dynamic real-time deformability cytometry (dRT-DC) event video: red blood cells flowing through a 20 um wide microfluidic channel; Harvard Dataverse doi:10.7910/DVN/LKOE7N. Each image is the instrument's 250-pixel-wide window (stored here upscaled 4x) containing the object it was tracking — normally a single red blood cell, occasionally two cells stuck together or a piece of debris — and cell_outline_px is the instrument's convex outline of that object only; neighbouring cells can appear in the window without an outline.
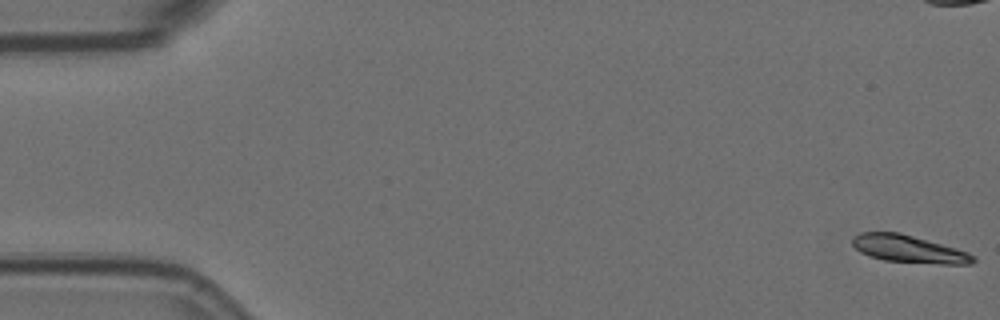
{"species": "Egyptian fruit bat (a non-hibernating species)", "species_latin": "Rousettus aegyptiacus", "temperature_condition": "room temperature", "stored_images_in_passage": 11, "camera_frame_rate_fps": 3000, "um_per_image_px": 0.085, "animal": {"sex": "female"}, "frame": {"image": 1, "passage_image": 1, "time_ms": 0.0, "image_size_px": [1000, 320], "cell_outline_px": [[976, 260], [972, 264], [940, 264], [884, 260], [860, 252], [852, 244], [852, 236], [860, 232], [900, 232], [956, 248], [968, 252], [976, 256]], "centroid_in_image_um": [77.26, 21.16], "position_along_channel_um": 7.7, "area_um2": 19.31}}
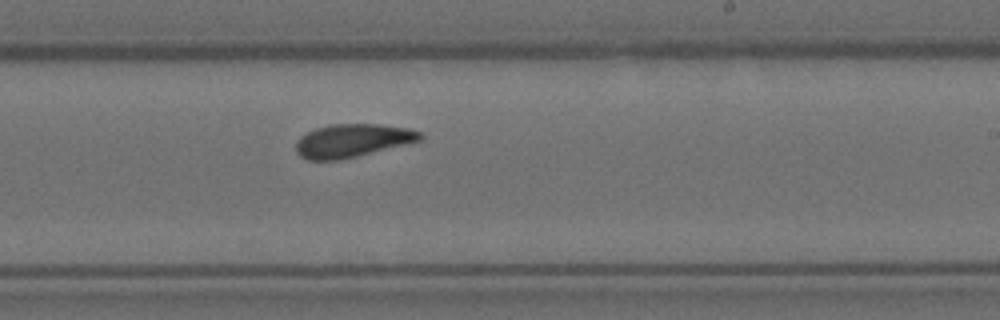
{"frame": {"image": 2, "passage_image": 11, "time_ms": 3.333, "image_size_px": [1000, 320], "cell_outline_px": [[424, 136], [420, 140], [340, 160], [308, 160], [300, 156], [296, 152], [296, 140], [300, 136], [316, 128], [328, 124], [380, 124], [408, 128], [420, 132]], "centroid_in_image_um": [29.9, 11.94], "position_along_channel_um": 259.1, "area_um2": 23.87}}